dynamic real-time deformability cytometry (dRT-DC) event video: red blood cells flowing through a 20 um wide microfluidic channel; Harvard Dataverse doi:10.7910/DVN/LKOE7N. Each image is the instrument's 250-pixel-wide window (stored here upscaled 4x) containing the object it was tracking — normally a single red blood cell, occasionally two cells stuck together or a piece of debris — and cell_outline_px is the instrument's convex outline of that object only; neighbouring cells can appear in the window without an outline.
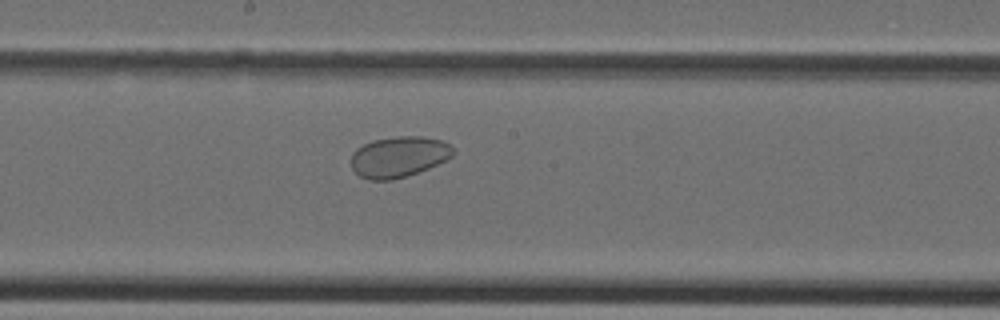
{"species": "Egyptian fruit bat (a non-hibernating species)", "species_latin": "Rousettus aegyptiacus", "temperature_condition": "cold", "stored_images_in_passage": 28, "camera_frame_rate_fps": 3000, "um_per_image_px": 0.085, "animal": {"sex": "female"}, "frame": {"image": 1, "passage_image": 13, "time_ms": 4.0, "image_size_px": [1000, 320], "cell_outline_px": [[456, 152], [452, 156], [428, 168], [408, 176], [392, 180], [368, 180], [360, 176], [352, 168], [352, 152], [356, 148], [372, 140], [400, 136], [420, 136], [440, 140], [448, 144]], "centroid_in_image_um": [33.87, 13.33], "position_along_channel_um": 214.3, "area_um2": 24.16}}